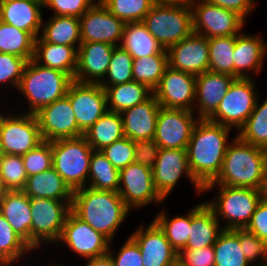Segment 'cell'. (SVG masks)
Wrapping results in <instances>:
<instances>
[{
    "instance_id": "1",
    "label": "cell",
    "mask_w": 267,
    "mask_h": 266,
    "mask_svg": "<svg viewBox=\"0 0 267 266\" xmlns=\"http://www.w3.org/2000/svg\"><path fill=\"white\" fill-rule=\"evenodd\" d=\"M231 128L208 119H199L186 148L188 165L202 186L213 182L221 172Z\"/></svg>"
},
{
    "instance_id": "2",
    "label": "cell",
    "mask_w": 267,
    "mask_h": 266,
    "mask_svg": "<svg viewBox=\"0 0 267 266\" xmlns=\"http://www.w3.org/2000/svg\"><path fill=\"white\" fill-rule=\"evenodd\" d=\"M71 211L111 241L130 209L118 192L86 186L73 191Z\"/></svg>"
},
{
    "instance_id": "3",
    "label": "cell",
    "mask_w": 267,
    "mask_h": 266,
    "mask_svg": "<svg viewBox=\"0 0 267 266\" xmlns=\"http://www.w3.org/2000/svg\"><path fill=\"white\" fill-rule=\"evenodd\" d=\"M228 145L221 172L203 187V192L216 185L259 190L267 164V150L244 142L238 136Z\"/></svg>"
},
{
    "instance_id": "4",
    "label": "cell",
    "mask_w": 267,
    "mask_h": 266,
    "mask_svg": "<svg viewBox=\"0 0 267 266\" xmlns=\"http://www.w3.org/2000/svg\"><path fill=\"white\" fill-rule=\"evenodd\" d=\"M74 79L67 73L39 65L33 59L24 68L17 90L26 96L30 110L35 114L41 108L64 97Z\"/></svg>"
},
{
    "instance_id": "5",
    "label": "cell",
    "mask_w": 267,
    "mask_h": 266,
    "mask_svg": "<svg viewBox=\"0 0 267 266\" xmlns=\"http://www.w3.org/2000/svg\"><path fill=\"white\" fill-rule=\"evenodd\" d=\"M53 168L74 191L86 187L93 148L84 136L51 141Z\"/></svg>"
},
{
    "instance_id": "6",
    "label": "cell",
    "mask_w": 267,
    "mask_h": 266,
    "mask_svg": "<svg viewBox=\"0 0 267 266\" xmlns=\"http://www.w3.org/2000/svg\"><path fill=\"white\" fill-rule=\"evenodd\" d=\"M142 22L164 49L193 33L190 6L155 3Z\"/></svg>"
},
{
    "instance_id": "7",
    "label": "cell",
    "mask_w": 267,
    "mask_h": 266,
    "mask_svg": "<svg viewBox=\"0 0 267 266\" xmlns=\"http://www.w3.org/2000/svg\"><path fill=\"white\" fill-rule=\"evenodd\" d=\"M218 190L216 200L205 202V204L213 211L218 220L220 218L227 220L226 226L222 229L246 228L261 200L259 190L223 185H218Z\"/></svg>"
},
{
    "instance_id": "8",
    "label": "cell",
    "mask_w": 267,
    "mask_h": 266,
    "mask_svg": "<svg viewBox=\"0 0 267 266\" xmlns=\"http://www.w3.org/2000/svg\"><path fill=\"white\" fill-rule=\"evenodd\" d=\"M251 78H235L209 121L239 130L253 112L258 94ZM255 88V89H254Z\"/></svg>"
},
{
    "instance_id": "9",
    "label": "cell",
    "mask_w": 267,
    "mask_h": 266,
    "mask_svg": "<svg viewBox=\"0 0 267 266\" xmlns=\"http://www.w3.org/2000/svg\"><path fill=\"white\" fill-rule=\"evenodd\" d=\"M71 205L72 202L50 198H30L32 250L39 248L41 242H58Z\"/></svg>"
},
{
    "instance_id": "10",
    "label": "cell",
    "mask_w": 267,
    "mask_h": 266,
    "mask_svg": "<svg viewBox=\"0 0 267 266\" xmlns=\"http://www.w3.org/2000/svg\"><path fill=\"white\" fill-rule=\"evenodd\" d=\"M43 142L35 114L0 113V145L3 154L24 155Z\"/></svg>"
},
{
    "instance_id": "11",
    "label": "cell",
    "mask_w": 267,
    "mask_h": 266,
    "mask_svg": "<svg viewBox=\"0 0 267 266\" xmlns=\"http://www.w3.org/2000/svg\"><path fill=\"white\" fill-rule=\"evenodd\" d=\"M190 7L193 32L208 39L238 35L244 26L245 20L236 12L213 5L206 0H195Z\"/></svg>"
},
{
    "instance_id": "12",
    "label": "cell",
    "mask_w": 267,
    "mask_h": 266,
    "mask_svg": "<svg viewBox=\"0 0 267 266\" xmlns=\"http://www.w3.org/2000/svg\"><path fill=\"white\" fill-rule=\"evenodd\" d=\"M194 111L160 107L154 140L160 149H185L199 118ZM195 119V120H194Z\"/></svg>"
},
{
    "instance_id": "13",
    "label": "cell",
    "mask_w": 267,
    "mask_h": 266,
    "mask_svg": "<svg viewBox=\"0 0 267 266\" xmlns=\"http://www.w3.org/2000/svg\"><path fill=\"white\" fill-rule=\"evenodd\" d=\"M66 96L83 134L108 111L106 91L100 84L73 81Z\"/></svg>"
},
{
    "instance_id": "14",
    "label": "cell",
    "mask_w": 267,
    "mask_h": 266,
    "mask_svg": "<svg viewBox=\"0 0 267 266\" xmlns=\"http://www.w3.org/2000/svg\"><path fill=\"white\" fill-rule=\"evenodd\" d=\"M118 193L129 209L164 200L155 188L152 169L136 163L120 170Z\"/></svg>"
},
{
    "instance_id": "15",
    "label": "cell",
    "mask_w": 267,
    "mask_h": 266,
    "mask_svg": "<svg viewBox=\"0 0 267 266\" xmlns=\"http://www.w3.org/2000/svg\"><path fill=\"white\" fill-rule=\"evenodd\" d=\"M72 105L65 95L35 113L43 141L84 136L79 130Z\"/></svg>"
},
{
    "instance_id": "16",
    "label": "cell",
    "mask_w": 267,
    "mask_h": 266,
    "mask_svg": "<svg viewBox=\"0 0 267 266\" xmlns=\"http://www.w3.org/2000/svg\"><path fill=\"white\" fill-rule=\"evenodd\" d=\"M152 94L162 108L194 111L196 76L168 66Z\"/></svg>"
},
{
    "instance_id": "17",
    "label": "cell",
    "mask_w": 267,
    "mask_h": 266,
    "mask_svg": "<svg viewBox=\"0 0 267 266\" xmlns=\"http://www.w3.org/2000/svg\"><path fill=\"white\" fill-rule=\"evenodd\" d=\"M84 258H95L108 254L110 240L95 231L88 223L72 211L68 214L62 234L58 240Z\"/></svg>"
},
{
    "instance_id": "18",
    "label": "cell",
    "mask_w": 267,
    "mask_h": 266,
    "mask_svg": "<svg viewBox=\"0 0 267 266\" xmlns=\"http://www.w3.org/2000/svg\"><path fill=\"white\" fill-rule=\"evenodd\" d=\"M183 174L189 177L198 193L203 192V187L190 171L185 149H159L152 175L155 188L163 199L169 195Z\"/></svg>"
},
{
    "instance_id": "19",
    "label": "cell",
    "mask_w": 267,
    "mask_h": 266,
    "mask_svg": "<svg viewBox=\"0 0 267 266\" xmlns=\"http://www.w3.org/2000/svg\"><path fill=\"white\" fill-rule=\"evenodd\" d=\"M79 19L82 42H100L118 46L126 23L112 14L100 0Z\"/></svg>"
},
{
    "instance_id": "20",
    "label": "cell",
    "mask_w": 267,
    "mask_h": 266,
    "mask_svg": "<svg viewBox=\"0 0 267 266\" xmlns=\"http://www.w3.org/2000/svg\"><path fill=\"white\" fill-rule=\"evenodd\" d=\"M168 66L195 76L209 71L208 38L192 33L166 49Z\"/></svg>"
},
{
    "instance_id": "21",
    "label": "cell",
    "mask_w": 267,
    "mask_h": 266,
    "mask_svg": "<svg viewBox=\"0 0 267 266\" xmlns=\"http://www.w3.org/2000/svg\"><path fill=\"white\" fill-rule=\"evenodd\" d=\"M143 227L130 236L141 250L143 266H177L178 253L158 224L153 220L145 230Z\"/></svg>"
},
{
    "instance_id": "22",
    "label": "cell",
    "mask_w": 267,
    "mask_h": 266,
    "mask_svg": "<svg viewBox=\"0 0 267 266\" xmlns=\"http://www.w3.org/2000/svg\"><path fill=\"white\" fill-rule=\"evenodd\" d=\"M115 46L100 42H82L77 50L74 81L99 84L106 76Z\"/></svg>"
},
{
    "instance_id": "23",
    "label": "cell",
    "mask_w": 267,
    "mask_h": 266,
    "mask_svg": "<svg viewBox=\"0 0 267 266\" xmlns=\"http://www.w3.org/2000/svg\"><path fill=\"white\" fill-rule=\"evenodd\" d=\"M160 107L152 95L145 102L120 112L124 137L132 141L153 139Z\"/></svg>"
},
{
    "instance_id": "24",
    "label": "cell",
    "mask_w": 267,
    "mask_h": 266,
    "mask_svg": "<svg viewBox=\"0 0 267 266\" xmlns=\"http://www.w3.org/2000/svg\"><path fill=\"white\" fill-rule=\"evenodd\" d=\"M0 214L15 233L32 248L30 198L22 190H5L0 194Z\"/></svg>"
},
{
    "instance_id": "25",
    "label": "cell",
    "mask_w": 267,
    "mask_h": 266,
    "mask_svg": "<svg viewBox=\"0 0 267 266\" xmlns=\"http://www.w3.org/2000/svg\"><path fill=\"white\" fill-rule=\"evenodd\" d=\"M43 7V0L0 2V21L31 33L37 39L43 24Z\"/></svg>"
},
{
    "instance_id": "26",
    "label": "cell",
    "mask_w": 267,
    "mask_h": 266,
    "mask_svg": "<svg viewBox=\"0 0 267 266\" xmlns=\"http://www.w3.org/2000/svg\"><path fill=\"white\" fill-rule=\"evenodd\" d=\"M235 77L206 71L196 76V96L199 119H208L218 108Z\"/></svg>"
},
{
    "instance_id": "27",
    "label": "cell",
    "mask_w": 267,
    "mask_h": 266,
    "mask_svg": "<svg viewBox=\"0 0 267 266\" xmlns=\"http://www.w3.org/2000/svg\"><path fill=\"white\" fill-rule=\"evenodd\" d=\"M267 45L259 35H247L242 32L236 37L234 48V77L250 78L248 71L256 74L261 69L263 58L267 52Z\"/></svg>"
},
{
    "instance_id": "28",
    "label": "cell",
    "mask_w": 267,
    "mask_h": 266,
    "mask_svg": "<svg viewBox=\"0 0 267 266\" xmlns=\"http://www.w3.org/2000/svg\"><path fill=\"white\" fill-rule=\"evenodd\" d=\"M219 226H222L220 220L205 202L191 208V229L184 249L196 250L213 246L219 233L223 230Z\"/></svg>"
},
{
    "instance_id": "29",
    "label": "cell",
    "mask_w": 267,
    "mask_h": 266,
    "mask_svg": "<svg viewBox=\"0 0 267 266\" xmlns=\"http://www.w3.org/2000/svg\"><path fill=\"white\" fill-rule=\"evenodd\" d=\"M22 191L29 198H50L72 202L73 197V191L53 167L39 174L27 177Z\"/></svg>"
},
{
    "instance_id": "30",
    "label": "cell",
    "mask_w": 267,
    "mask_h": 266,
    "mask_svg": "<svg viewBox=\"0 0 267 266\" xmlns=\"http://www.w3.org/2000/svg\"><path fill=\"white\" fill-rule=\"evenodd\" d=\"M119 46L125 49L133 59L151 55H167L166 49L150 34L142 21L125 24Z\"/></svg>"
},
{
    "instance_id": "31",
    "label": "cell",
    "mask_w": 267,
    "mask_h": 266,
    "mask_svg": "<svg viewBox=\"0 0 267 266\" xmlns=\"http://www.w3.org/2000/svg\"><path fill=\"white\" fill-rule=\"evenodd\" d=\"M33 60L41 66L65 72L74 79L77 68V50L72 46L35 42Z\"/></svg>"
},
{
    "instance_id": "32",
    "label": "cell",
    "mask_w": 267,
    "mask_h": 266,
    "mask_svg": "<svg viewBox=\"0 0 267 266\" xmlns=\"http://www.w3.org/2000/svg\"><path fill=\"white\" fill-rule=\"evenodd\" d=\"M41 30L42 35L38 37L35 42H50L58 45L72 46L76 50L82 43L80 19L75 16H57L48 20Z\"/></svg>"
},
{
    "instance_id": "33",
    "label": "cell",
    "mask_w": 267,
    "mask_h": 266,
    "mask_svg": "<svg viewBox=\"0 0 267 266\" xmlns=\"http://www.w3.org/2000/svg\"><path fill=\"white\" fill-rule=\"evenodd\" d=\"M84 137L94 151L122 139L124 133L120 113L108 110L84 133Z\"/></svg>"
},
{
    "instance_id": "34",
    "label": "cell",
    "mask_w": 267,
    "mask_h": 266,
    "mask_svg": "<svg viewBox=\"0 0 267 266\" xmlns=\"http://www.w3.org/2000/svg\"><path fill=\"white\" fill-rule=\"evenodd\" d=\"M107 103L110 107L107 109L113 112H122L123 110L134 107L149 99L153 94L146 84L130 81L127 83L108 86L106 89Z\"/></svg>"
},
{
    "instance_id": "35",
    "label": "cell",
    "mask_w": 267,
    "mask_h": 266,
    "mask_svg": "<svg viewBox=\"0 0 267 266\" xmlns=\"http://www.w3.org/2000/svg\"><path fill=\"white\" fill-rule=\"evenodd\" d=\"M214 247V266H251L239 243V229H223Z\"/></svg>"
},
{
    "instance_id": "36",
    "label": "cell",
    "mask_w": 267,
    "mask_h": 266,
    "mask_svg": "<svg viewBox=\"0 0 267 266\" xmlns=\"http://www.w3.org/2000/svg\"><path fill=\"white\" fill-rule=\"evenodd\" d=\"M36 38L26 31L0 21V53L33 59Z\"/></svg>"
},
{
    "instance_id": "37",
    "label": "cell",
    "mask_w": 267,
    "mask_h": 266,
    "mask_svg": "<svg viewBox=\"0 0 267 266\" xmlns=\"http://www.w3.org/2000/svg\"><path fill=\"white\" fill-rule=\"evenodd\" d=\"M88 178L90 188L118 192L120 171L100 151L91 155Z\"/></svg>"
},
{
    "instance_id": "38",
    "label": "cell",
    "mask_w": 267,
    "mask_h": 266,
    "mask_svg": "<svg viewBox=\"0 0 267 266\" xmlns=\"http://www.w3.org/2000/svg\"><path fill=\"white\" fill-rule=\"evenodd\" d=\"M237 35L208 39L209 71L234 77V48Z\"/></svg>"
},
{
    "instance_id": "39",
    "label": "cell",
    "mask_w": 267,
    "mask_h": 266,
    "mask_svg": "<svg viewBox=\"0 0 267 266\" xmlns=\"http://www.w3.org/2000/svg\"><path fill=\"white\" fill-rule=\"evenodd\" d=\"M237 136L244 142L267 150V99L261 105L257 100L253 112Z\"/></svg>"
},
{
    "instance_id": "40",
    "label": "cell",
    "mask_w": 267,
    "mask_h": 266,
    "mask_svg": "<svg viewBox=\"0 0 267 266\" xmlns=\"http://www.w3.org/2000/svg\"><path fill=\"white\" fill-rule=\"evenodd\" d=\"M154 221L163 230L166 239L177 253L186 247L191 229V209L186 215L171 219L162 211L156 215Z\"/></svg>"
},
{
    "instance_id": "41",
    "label": "cell",
    "mask_w": 267,
    "mask_h": 266,
    "mask_svg": "<svg viewBox=\"0 0 267 266\" xmlns=\"http://www.w3.org/2000/svg\"><path fill=\"white\" fill-rule=\"evenodd\" d=\"M168 67V55H151L133 59V80L151 90L158 85Z\"/></svg>"
},
{
    "instance_id": "42",
    "label": "cell",
    "mask_w": 267,
    "mask_h": 266,
    "mask_svg": "<svg viewBox=\"0 0 267 266\" xmlns=\"http://www.w3.org/2000/svg\"><path fill=\"white\" fill-rule=\"evenodd\" d=\"M32 248L20 238L7 220L0 214V264L15 263Z\"/></svg>"
},
{
    "instance_id": "43",
    "label": "cell",
    "mask_w": 267,
    "mask_h": 266,
    "mask_svg": "<svg viewBox=\"0 0 267 266\" xmlns=\"http://www.w3.org/2000/svg\"><path fill=\"white\" fill-rule=\"evenodd\" d=\"M27 173L21 155L2 154L0 161V186L5 190H22Z\"/></svg>"
},
{
    "instance_id": "44",
    "label": "cell",
    "mask_w": 267,
    "mask_h": 266,
    "mask_svg": "<svg viewBox=\"0 0 267 266\" xmlns=\"http://www.w3.org/2000/svg\"><path fill=\"white\" fill-rule=\"evenodd\" d=\"M117 18L129 22H141L155 4V0H100Z\"/></svg>"
},
{
    "instance_id": "45",
    "label": "cell",
    "mask_w": 267,
    "mask_h": 266,
    "mask_svg": "<svg viewBox=\"0 0 267 266\" xmlns=\"http://www.w3.org/2000/svg\"><path fill=\"white\" fill-rule=\"evenodd\" d=\"M107 75L110 81L105 82V79H102L99 83L104 89L110 85L133 81V57L119 45L114 48Z\"/></svg>"
},
{
    "instance_id": "46",
    "label": "cell",
    "mask_w": 267,
    "mask_h": 266,
    "mask_svg": "<svg viewBox=\"0 0 267 266\" xmlns=\"http://www.w3.org/2000/svg\"><path fill=\"white\" fill-rule=\"evenodd\" d=\"M21 157L28 177L44 172L53 167L51 142L43 141Z\"/></svg>"
},
{
    "instance_id": "47",
    "label": "cell",
    "mask_w": 267,
    "mask_h": 266,
    "mask_svg": "<svg viewBox=\"0 0 267 266\" xmlns=\"http://www.w3.org/2000/svg\"><path fill=\"white\" fill-rule=\"evenodd\" d=\"M134 150L135 141L123 137L104 147L100 152L120 171L129 164L134 163Z\"/></svg>"
},
{
    "instance_id": "48",
    "label": "cell",
    "mask_w": 267,
    "mask_h": 266,
    "mask_svg": "<svg viewBox=\"0 0 267 266\" xmlns=\"http://www.w3.org/2000/svg\"><path fill=\"white\" fill-rule=\"evenodd\" d=\"M239 243L245 258L251 263L260 258L258 266H263L267 262V243L248 231L246 228L239 229Z\"/></svg>"
},
{
    "instance_id": "49",
    "label": "cell",
    "mask_w": 267,
    "mask_h": 266,
    "mask_svg": "<svg viewBox=\"0 0 267 266\" xmlns=\"http://www.w3.org/2000/svg\"><path fill=\"white\" fill-rule=\"evenodd\" d=\"M27 62L25 58L0 53V84L9 81L18 89Z\"/></svg>"
},
{
    "instance_id": "50",
    "label": "cell",
    "mask_w": 267,
    "mask_h": 266,
    "mask_svg": "<svg viewBox=\"0 0 267 266\" xmlns=\"http://www.w3.org/2000/svg\"><path fill=\"white\" fill-rule=\"evenodd\" d=\"M96 2L94 0H43V6L50 7L57 16H75L80 18Z\"/></svg>"
},
{
    "instance_id": "51",
    "label": "cell",
    "mask_w": 267,
    "mask_h": 266,
    "mask_svg": "<svg viewBox=\"0 0 267 266\" xmlns=\"http://www.w3.org/2000/svg\"><path fill=\"white\" fill-rule=\"evenodd\" d=\"M214 247L182 249L178 252L177 266H214Z\"/></svg>"
},
{
    "instance_id": "52",
    "label": "cell",
    "mask_w": 267,
    "mask_h": 266,
    "mask_svg": "<svg viewBox=\"0 0 267 266\" xmlns=\"http://www.w3.org/2000/svg\"><path fill=\"white\" fill-rule=\"evenodd\" d=\"M110 248L109 246L108 254L114 266H143L141 250L131 237L126 240L116 257L111 254L112 250L110 252Z\"/></svg>"
},
{
    "instance_id": "53",
    "label": "cell",
    "mask_w": 267,
    "mask_h": 266,
    "mask_svg": "<svg viewBox=\"0 0 267 266\" xmlns=\"http://www.w3.org/2000/svg\"><path fill=\"white\" fill-rule=\"evenodd\" d=\"M159 149L154 139L135 141L134 163L152 169L158 157Z\"/></svg>"
},
{
    "instance_id": "54",
    "label": "cell",
    "mask_w": 267,
    "mask_h": 266,
    "mask_svg": "<svg viewBox=\"0 0 267 266\" xmlns=\"http://www.w3.org/2000/svg\"><path fill=\"white\" fill-rule=\"evenodd\" d=\"M246 229L267 243V201L261 199Z\"/></svg>"
},
{
    "instance_id": "55",
    "label": "cell",
    "mask_w": 267,
    "mask_h": 266,
    "mask_svg": "<svg viewBox=\"0 0 267 266\" xmlns=\"http://www.w3.org/2000/svg\"><path fill=\"white\" fill-rule=\"evenodd\" d=\"M207 2L231 10L240 15L244 20L251 13L255 5L253 0H206Z\"/></svg>"
},
{
    "instance_id": "56",
    "label": "cell",
    "mask_w": 267,
    "mask_h": 266,
    "mask_svg": "<svg viewBox=\"0 0 267 266\" xmlns=\"http://www.w3.org/2000/svg\"><path fill=\"white\" fill-rule=\"evenodd\" d=\"M84 266H114L113 261L109 254L95 257V258H89L88 262Z\"/></svg>"
},
{
    "instance_id": "57",
    "label": "cell",
    "mask_w": 267,
    "mask_h": 266,
    "mask_svg": "<svg viewBox=\"0 0 267 266\" xmlns=\"http://www.w3.org/2000/svg\"><path fill=\"white\" fill-rule=\"evenodd\" d=\"M259 194L261 196V199L267 201V164L265 166L262 182L259 187Z\"/></svg>"
},
{
    "instance_id": "58",
    "label": "cell",
    "mask_w": 267,
    "mask_h": 266,
    "mask_svg": "<svg viewBox=\"0 0 267 266\" xmlns=\"http://www.w3.org/2000/svg\"><path fill=\"white\" fill-rule=\"evenodd\" d=\"M195 0H155L158 4L191 6Z\"/></svg>"
},
{
    "instance_id": "59",
    "label": "cell",
    "mask_w": 267,
    "mask_h": 266,
    "mask_svg": "<svg viewBox=\"0 0 267 266\" xmlns=\"http://www.w3.org/2000/svg\"><path fill=\"white\" fill-rule=\"evenodd\" d=\"M2 150H1V145H0V161H1V157H2Z\"/></svg>"
},
{
    "instance_id": "60",
    "label": "cell",
    "mask_w": 267,
    "mask_h": 266,
    "mask_svg": "<svg viewBox=\"0 0 267 266\" xmlns=\"http://www.w3.org/2000/svg\"><path fill=\"white\" fill-rule=\"evenodd\" d=\"M11 266L12 264L10 263V264H0V266Z\"/></svg>"
}]
</instances>
